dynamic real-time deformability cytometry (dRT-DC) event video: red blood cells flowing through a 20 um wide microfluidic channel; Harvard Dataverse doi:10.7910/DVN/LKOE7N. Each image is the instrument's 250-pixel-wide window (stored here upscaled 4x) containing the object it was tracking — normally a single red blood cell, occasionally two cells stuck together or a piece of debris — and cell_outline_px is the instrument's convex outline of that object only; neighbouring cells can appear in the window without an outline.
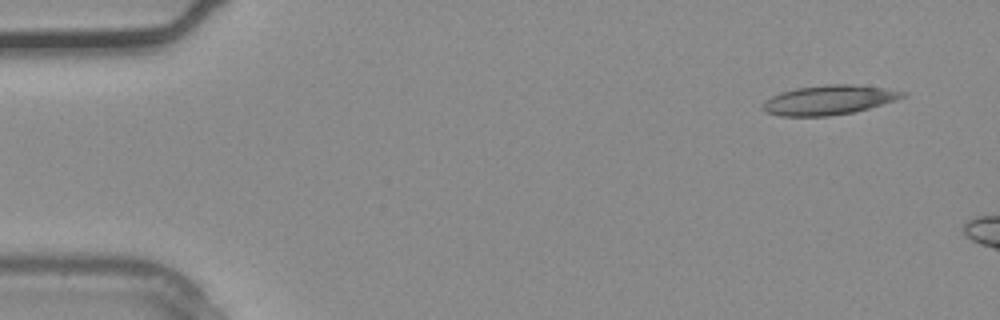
{"species": "common noctule bat (a hibernating species)", "species_latin": "Nyctalus noctula", "temperature_condition": "warm", "stored_images_in_passage": 2, "camera_frame_rate_fps": 3000, "um_per_image_px": 0.085, "animal": {"sex": "male", "body_mass_g": 20.4}, "frame": {"image": 1, "passage_image": 1, "time_ms": 0.0, "image_size_px": [1000, 320], "cell_outline_px": [[908, 92], [904, 96], [896, 100], [868, 108], [852, 112], [828, 116], [780, 116], [764, 112], [760, 108], [760, 104], [764, 100], [780, 92], [796, 88], [828, 84], [852, 84], [884, 88]], "centroid_in_image_um": [70.38, 8.5], "position_along_channel_um": 14.6, "area_um2": 24.1}}